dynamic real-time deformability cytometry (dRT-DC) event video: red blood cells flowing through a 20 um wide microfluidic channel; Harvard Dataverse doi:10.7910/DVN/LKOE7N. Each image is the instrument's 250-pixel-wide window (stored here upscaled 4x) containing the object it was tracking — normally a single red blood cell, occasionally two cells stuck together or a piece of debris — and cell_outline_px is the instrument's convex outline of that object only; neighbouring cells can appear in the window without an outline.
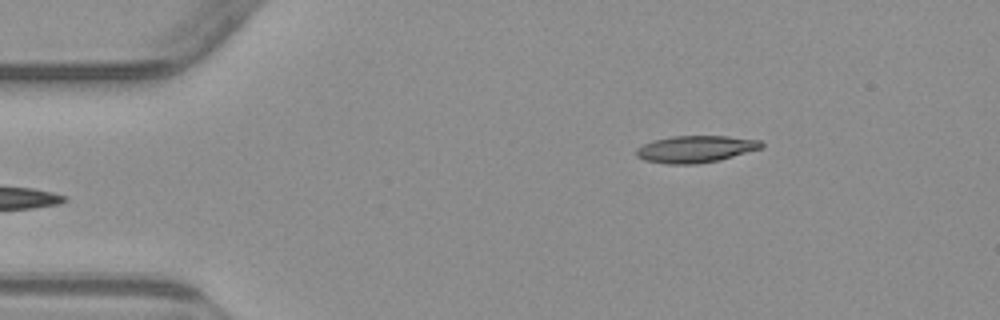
{"species": "common noctule bat (a hibernating species)", "species_latin": "Nyctalus noctula", "temperature_condition": "warm", "stored_images_in_passage": 5, "camera_frame_rate_fps": 3000, "um_per_image_px": 0.085, "animal": {"sex": "male", "body_mass_g": 23.1, "forearm_length_mm": 52.7}, "frame": {"image": 1, "passage_image": 5, "time_ms": 5.0, "image_size_px": [1000, 320], "cell_outline_px": [[764, 148], [720, 160], [696, 164], [668, 164], [644, 160], [636, 156], [636, 148], [652, 140], [672, 136], [728, 136], [760, 140], [764, 144]], "centroid_in_image_um": [59.15, 12.67], "position_along_channel_um": 25.9, "area_um2": 19.83}}